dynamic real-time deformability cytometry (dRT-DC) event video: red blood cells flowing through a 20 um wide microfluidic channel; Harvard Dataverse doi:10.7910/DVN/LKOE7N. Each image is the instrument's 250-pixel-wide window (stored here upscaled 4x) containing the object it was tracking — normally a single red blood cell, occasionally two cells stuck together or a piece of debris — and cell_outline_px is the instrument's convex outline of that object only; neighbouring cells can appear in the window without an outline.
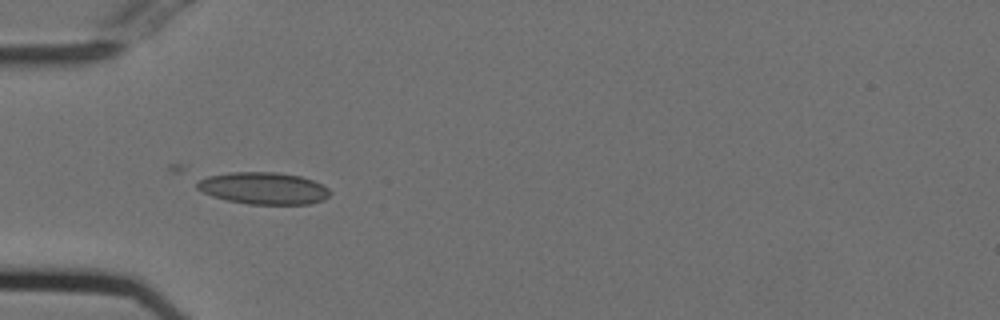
{"species": "Egyptian fruit bat (a non-hibernating species)", "species_latin": "Rousettus aegyptiacus", "temperature_condition": "cold", "stored_images_in_passage": 28, "camera_frame_rate_fps": 3000, "um_per_image_px": 0.085, "animal": {"sex": "female"}, "frame": {"image": 1, "passage_image": 1, "time_ms": 0.0, "image_size_px": [1000, 320], "cell_outline_px": [[332, 192], [324, 200], [308, 204], [248, 204], [228, 200], [212, 196], [196, 188], [196, 184], [200, 180], [208, 176], [228, 172], [276, 172], [300, 176], [312, 180], [328, 188]], "centroid_in_image_um": [22.41, 16.0], "position_along_channel_um": 62.6, "area_um2": 24.68}}
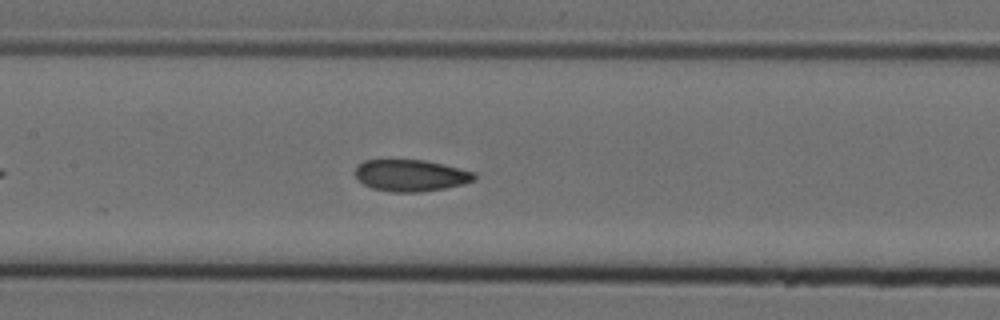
{"frame": {"image": 2, "passage_image": 10, "time_ms": 3.0, "image_size_px": [1000, 320], "cell_outline_px": [[476, 180], [464, 184], [444, 188], [420, 192], [392, 192], [372, 188], [364, 184], [356, 176], [356, 168], [364, 160], [424, 160], [472, 172], [476, 176]], "centroid_in_image_um": [34.91, 14.92], "position_along_channel_um": 172.5, "area_um2": 21.62}}
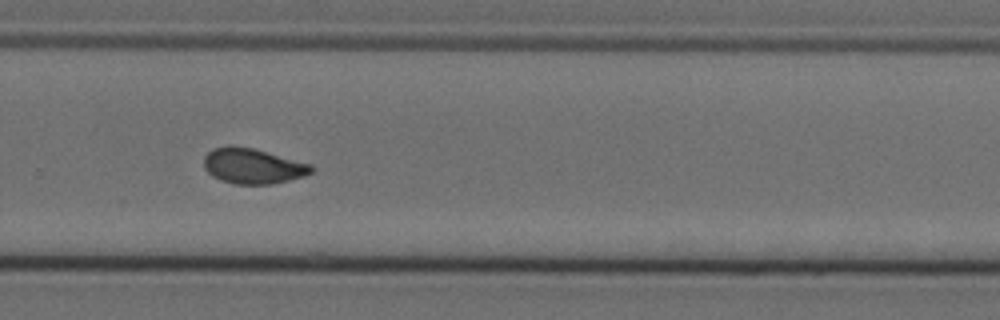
{"frame": {"image": 3, "passage_image": 21, "time_ms": 6.667, "image_size_px": [1000, 320], "cell_outline_px": [[316, 168], [312, 172], [304, 176], [272, 184], [232, 184], [220, 180], [212, 176], [204, 168], [204, 156], [212, 148], [228, 144], [252, 148], [312, 164]], "centroid_in_image_um": [21.47, 14.1], "position_along_channel_um": 308.3, "area_um2": 22.37}, "authors_computed_cell_mechanics": {"area_um2": 22.2241, "velocity_mm_per_s": 3.7237, "shape_relaxation_time_tau1_ms": null, "shape_relaxation_time_tau2_ms": 2.5064, "deformation_change_tau1": null, "deformation_change_tau2": 0.0778}}